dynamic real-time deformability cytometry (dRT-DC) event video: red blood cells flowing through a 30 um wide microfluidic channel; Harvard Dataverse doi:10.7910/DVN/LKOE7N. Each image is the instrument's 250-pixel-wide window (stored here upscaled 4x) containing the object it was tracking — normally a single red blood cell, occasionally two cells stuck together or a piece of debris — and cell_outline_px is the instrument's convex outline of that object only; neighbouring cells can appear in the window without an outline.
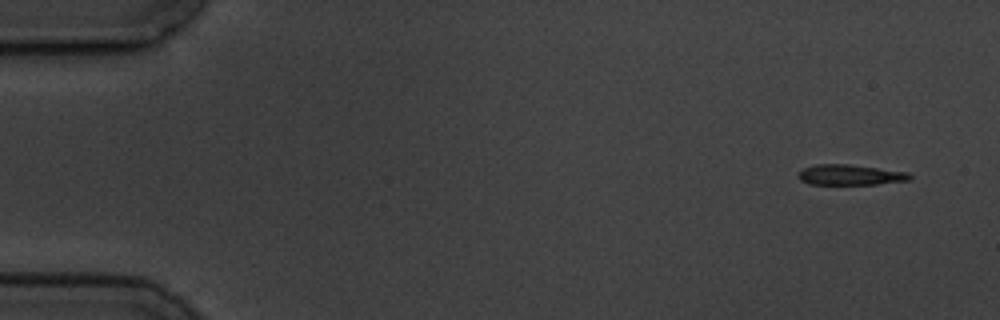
{"species": "common noctule bat (a hibernating species)", "species_latin": "Nyctalus noctula", "temperature_condition": "cold", "stored_images_in_passage": 10, "camera_frame_rate_fps": 3000, "um_per_image_px": 0.085, "animal": {"sex": "male", "body_mass_g": 19.5, "forearm_length_mm": 54.6}, "frame": {"image": 1, "passage_image": 1, "time_ms": 0.0, "image_size_px": [1000, 320], "cell_outline_px": [[912, 180], [876, 184], [808, 184], [800, 180], [796, 176], [804, 168], [816, 164], [848, 164], [908, 172], [912, 176]], "centroid_in_image_um": [72.27, 14.86], "position_along_channel_um": 12.7, "area_um2": 13.29}}
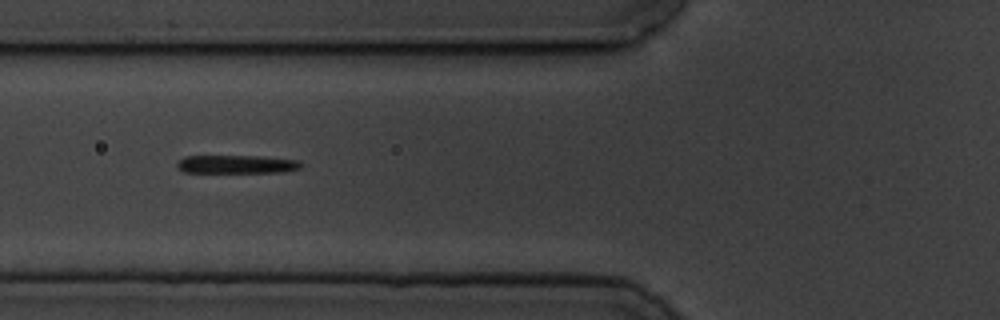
{"frame": {"image": 2, "passage_image": 6, "time_ms": 6.0, "image_size_px": [1000, 320], "cell_outline_px": [[304, 164], [300, 168], [284, 172], [184, 172], [176, 168], [176, 164], [184, 156], [264, 156], [300, 160]], "centroid_in_image_um": [20.16, 13.96], "position_along_channel_um": 105.6, "area_um2": 13.35}}
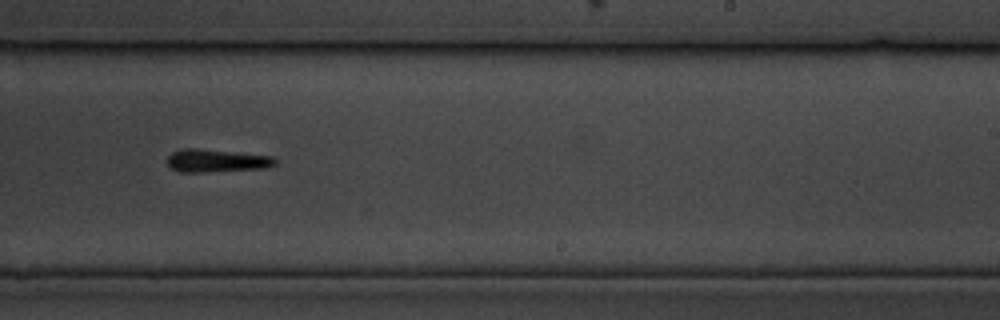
{"frame": {"image": 3, "passage_image": 10, "time_ms": 10.667, "image_size_px": [1000, 320], "cell_outline_px": [[276, 164], [264, 168], [200, 172], [180, 172], [172, 168], [168, 164], [168, 156], [172, 152], [184, 148], [196, 148], [276, 156]], "centroid_in_image_um": [18.42, 13.65], "position_along_channel_um": 270.6, "area_um2": 14.33}}